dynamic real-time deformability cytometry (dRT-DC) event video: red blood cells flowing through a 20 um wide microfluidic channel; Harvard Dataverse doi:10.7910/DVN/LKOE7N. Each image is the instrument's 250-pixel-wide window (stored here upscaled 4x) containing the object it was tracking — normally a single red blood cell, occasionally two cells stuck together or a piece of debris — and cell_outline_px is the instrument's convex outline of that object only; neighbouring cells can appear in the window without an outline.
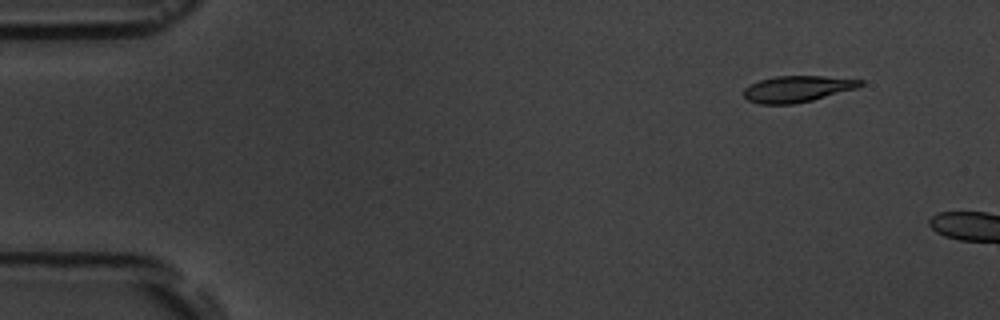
{"species": "common noctule bat (a hibernating species)", "species_latin": "Nyctalus noctula", "temperature_condition": "room temperature", "stored_images_in_passage": 3, "camera_frame_rate_fps": 3000, "um_per_image_px": 0.085, "animal": {"sex": "male", "body_mass_g": 19.5, "forearm_length_mm": 54.6}, "frame": {"image": 1, "passage_image": 2, "time_ms": 1.333, "image_size_px": [1000, 320], "cell_outline_px": [[864, 84], [856, 88], [812, 100], [792, 104], [760, 104], [748, 100], [744, 96], [744, 88], [760, 80], [776, 76], [824, 76], [864, 80]], "centroid_in_image_um": [67.77, 7.55], "position_along_channel_um": 17.2, "area_um2": 17.69}}